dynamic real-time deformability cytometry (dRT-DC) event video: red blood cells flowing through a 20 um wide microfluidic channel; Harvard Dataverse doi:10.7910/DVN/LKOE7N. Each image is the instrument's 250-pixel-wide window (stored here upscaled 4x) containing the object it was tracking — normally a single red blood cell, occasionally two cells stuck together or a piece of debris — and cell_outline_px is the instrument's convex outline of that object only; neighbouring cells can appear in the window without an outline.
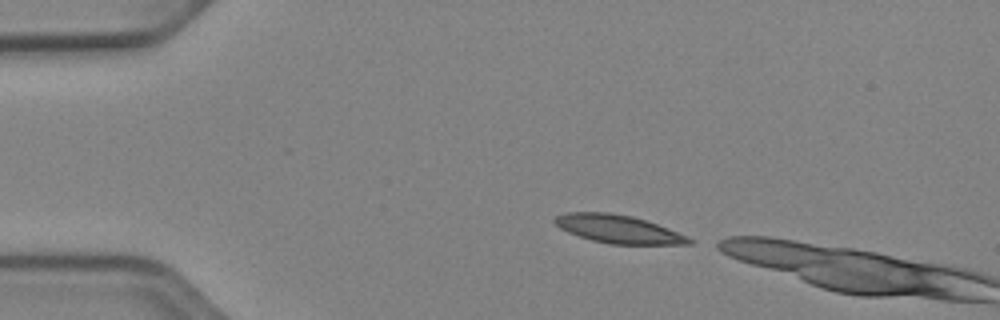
{"species": "Egyptian fruit bat (a non-hibernating species)", "species_latin": "Rousettus aegyptiacus", "temperature_condition": "cold", "stored_images_in_passage": 3, "camera_frame_rate_fps": 3000, "um_per_image_px": 0.085, "animal": {"sex": "female"}, "frame": {"image": 1, "passage_image": 1, "time_ms": 0.0, "image_size_px": [1000, 320], "cell_outline_px": [[696, 240], [692, 244], [612, 244], [592, 240], [568, 232], [560, 228], [552, 220], [556, 216], [564, 212], [608, 212], [632, 216], [668, 228], [688, 236]], "centroid_in_image_um": [52.56, 19.47], "position_along_channel_um": 32.4, "area_um2": 21.96}}